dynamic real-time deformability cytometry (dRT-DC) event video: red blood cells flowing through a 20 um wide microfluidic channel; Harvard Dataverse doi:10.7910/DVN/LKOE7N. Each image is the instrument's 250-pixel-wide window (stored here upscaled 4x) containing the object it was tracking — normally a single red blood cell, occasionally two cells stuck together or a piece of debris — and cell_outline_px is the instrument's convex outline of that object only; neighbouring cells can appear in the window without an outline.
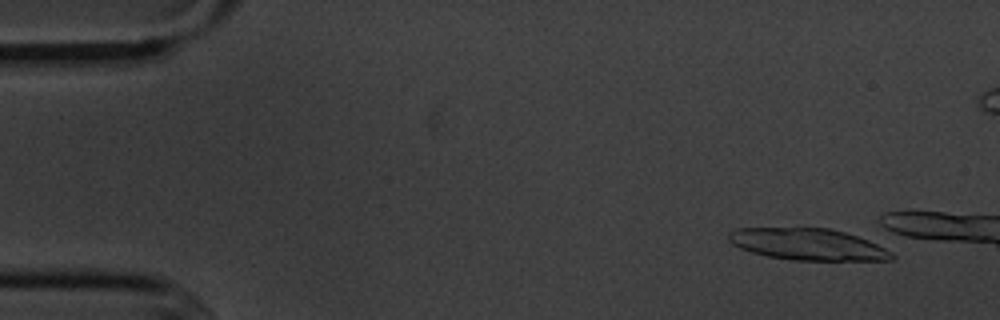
{"species": "common noctule bat (a hibernating species)", "species_latin": "Nyctalus noctula", "temperature_condition": "cold", "stored_images_in_passage": 3, "camera_frame_rate_fps": 3000, "um_per_image_px": 0.085, "animal": {"sex": "male", "body_mass_g": 20.1, "forearm_length_mm": 53.5}, "frame": {"image": 1, "passage_image": 1, "time_ms": 0.0, "image_size_px": [1000, 320], "cell_outline_px": [[896, 256], [892, 260], [792, 260], [768, 256], [752, 252], [740, 248], [732, 244], [728, 240], [728, 232], [736, 228], [828, 228], [844, 232], [868, 240], [892, 252]], "centroid_in_image_um": [68.64, 20.77], "position_along_channel_um": 16.4, "area_um2": 29.94}}